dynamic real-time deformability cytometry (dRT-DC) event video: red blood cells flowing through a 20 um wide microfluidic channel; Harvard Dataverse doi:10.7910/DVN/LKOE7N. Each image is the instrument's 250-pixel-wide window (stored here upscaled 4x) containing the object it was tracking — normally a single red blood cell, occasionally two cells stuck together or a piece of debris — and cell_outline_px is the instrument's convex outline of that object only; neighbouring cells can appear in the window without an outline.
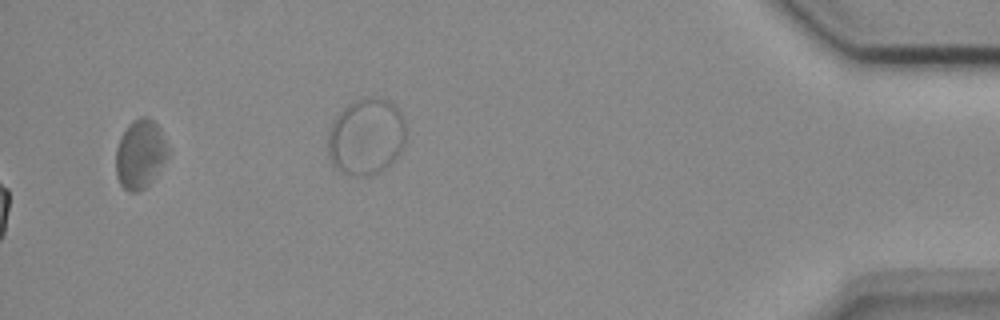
{"species": "common noctule bat (a hibernating species)", "species_latin": "Nyctalus noctula", "temperature_condition": "cold", "stored_images_in_passage": 42, "camera_frame_rate_fps": 3000, "um_per_image_px": 0.085, "animal": {"sex": "female", "body_mass_g": 18.4}, "frame": {"image": 1, "passage_image": 42, "time_ms": 13.667, "image_size_px": [1000, 320], "cell_outline_px": [[168, 156], [148, 184], [144, 188], [136, 192], [128, 192], [120, 184], [116, 176], [116, 148], [120, 136], [128, 124], [132, 120], [140, 116], [148, 116], [160, 128], [168, 148]], "centroid_in_image_um": [11.89, 13.07], "position_along_channel_um": 423.3, "area_um2": 20.87}, "authors_computed_cell_mechanics": {"area_um2": 19.2185, "velocity_mm_per_s": 3.6884, "shape_relaxation_time_tau1_ms": null, "shape_relaxation_time_tau2_ms": 4.5201, "deformation_change_tau1": null, "deformation_change_tau2": 0.0925}}